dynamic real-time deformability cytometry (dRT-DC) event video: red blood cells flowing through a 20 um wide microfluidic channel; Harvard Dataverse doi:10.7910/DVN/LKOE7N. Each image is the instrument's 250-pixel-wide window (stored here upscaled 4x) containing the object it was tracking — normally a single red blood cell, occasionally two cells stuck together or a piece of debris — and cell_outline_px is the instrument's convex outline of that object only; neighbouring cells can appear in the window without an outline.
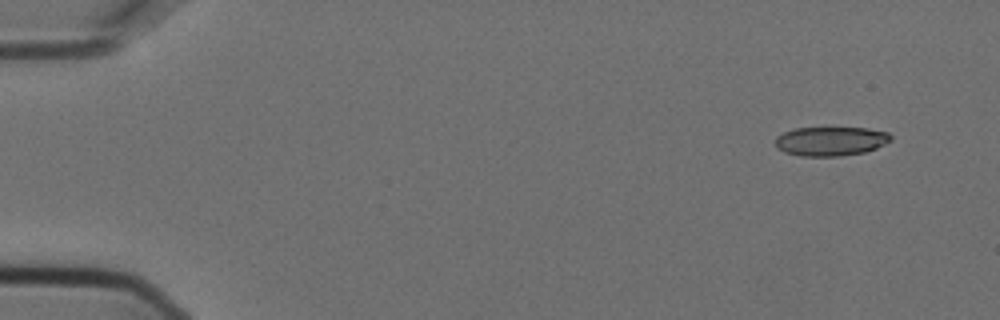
{"species": "Egyptian fruit bat (a non-hibernating species)", "species_latin": "Rousettus aegyptiacus", "temperature_condition": "cold", "stored_images_in_passage": 4, "camera_frame_rate_fps": 3000, "um_per_image_px": 0.085, "animal": {"sex": "female"}, "frame": {"image": 1, "passage_image": 1, "time_ms": 0.0, "image_size_px": [1000, 320], "cell_outline_px": [[892, 140], [876, 148], [864, 152], [840, 156], [800, 156], [784, 152], [776, 148], [776, 136], [792, 128], [868, 128], [888, 132], [892, 136]], "centroid_in_image_um": [70.6, 12.0], "position_along_channel_um": 14.4, "area_um2": 19.71}}
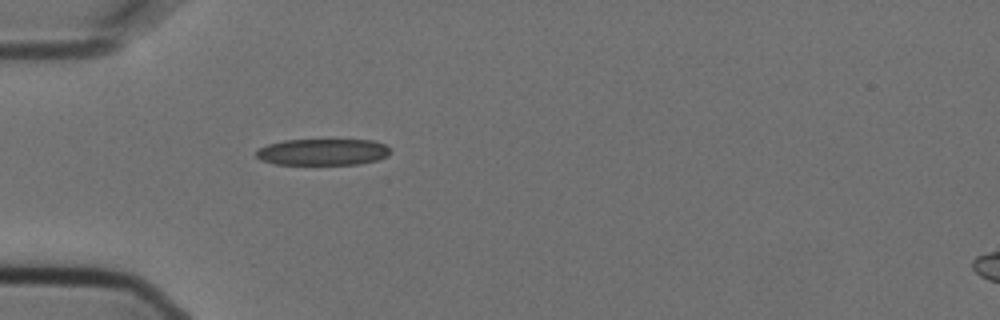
{"frame": {"image": 2, "passage_image": 4, "time_ms": 1.0, "image_size_px": [1000, 320], "cell_outline_px": [[388, 156], [376, 160], [360, 164], [276, 164], [260, 160], [256, 156], [256, 152], [260, 148], [268, 144], [284, 140], [372, 140], [384, 144], [388, 148]], "centroid_in_image_um": [27.41, 12.92], "position_along_channel_um": 57.6, "area_um2": 20.52}}